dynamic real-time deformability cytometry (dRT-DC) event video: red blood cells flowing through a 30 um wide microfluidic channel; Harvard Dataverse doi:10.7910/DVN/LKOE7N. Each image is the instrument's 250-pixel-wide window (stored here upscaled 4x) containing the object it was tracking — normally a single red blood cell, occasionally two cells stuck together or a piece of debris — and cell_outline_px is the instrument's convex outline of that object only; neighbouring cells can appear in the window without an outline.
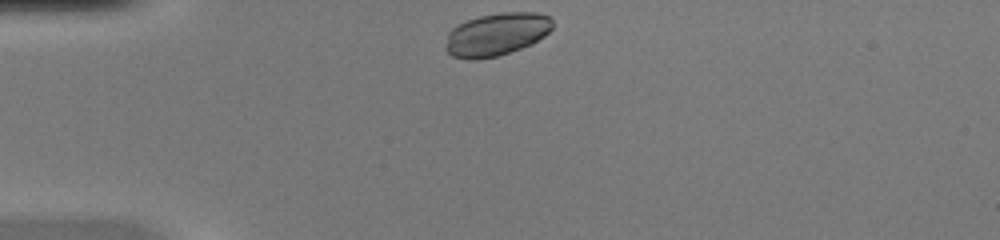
{"species": "common noctule bat (a hibernating species)", "species_latin": "Nyctalus noctula", "temperature_condition": "warm", "stored_images_in_passage": 32, "camera_frame_rate_fps": 3000, "um_per_image_px": 0.085, "animal": {"sex": "female", "body_mass_g": 20.0, "forearm_length_mm": 54.0}, "frame": {"image": 1, "passage_image": 1, "time_ms": 0.0, "image_size_px": [1000, 240], "cell_outline_px": [[552, 28], [544, 36], [532, 44], [496, 56], [476, 60], [468, 60], [452, 56], [444, 48], [444, 44], [448, 32], [452, 28], [468, 20], [480, 16], [504, 12], [536, 12], [548, 16], [552, 20]], "centroid_in_image_um": [42.17, 2.93], "position_along_channel_um": 42.8, "area_um2": 26.65}}
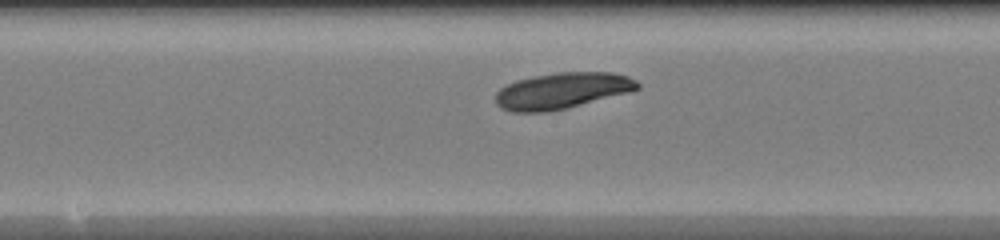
{"frame": {"image": 2, "passage_image": 15, "time_ms": 4.667, "image_size_px": [1000, 240], "cell_outline_px": [[640, 88], [628, 92], [568, 108], [548, 112], [512, 112], [500, 108], [496, 104], [496, 92], [500, 88], [516, 80], [532, 76], [556, 72], [612, 72], [628, 76], [636, 80], [640, 84]], "centroid_in_image_um": [47.76, 7.71], "position_along_channel_um": 200.4, "area_um2": 30.06}}
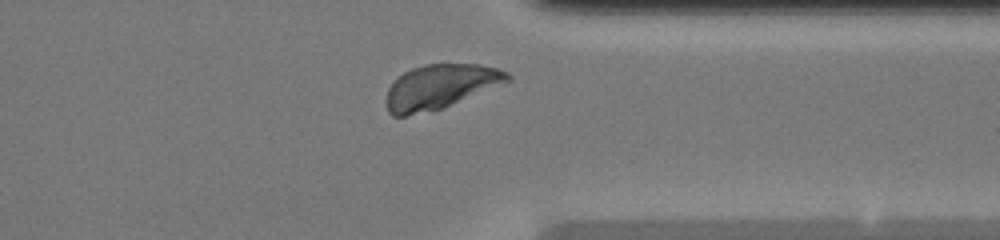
{"frame": {"image": 3, "passage_image": 28, "time_ms": 9.0, "image_size_px": [1000, 240], "cell_outline_px": [[512, 80], [432, 112], [404, 116], [392, 116], [388, 112], [384, 100], [388, 88], [392, 80], [404, 72], [412, 68], [428, 64], [480, 64], [496, 68], [508, 72], [512, 76]], "centroid_in_image_um": [37.37, 7.38], "position_along_channel_um": 374.0, "area_um2": 31.67}}